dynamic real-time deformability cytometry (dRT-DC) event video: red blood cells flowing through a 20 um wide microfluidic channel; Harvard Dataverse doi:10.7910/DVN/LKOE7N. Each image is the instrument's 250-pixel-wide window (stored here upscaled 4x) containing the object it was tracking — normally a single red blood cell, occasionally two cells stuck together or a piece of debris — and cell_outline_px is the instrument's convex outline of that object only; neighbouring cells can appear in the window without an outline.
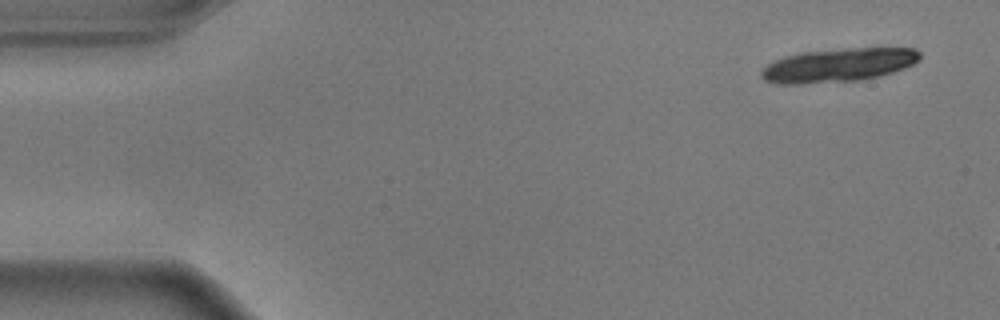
{"species": "common noctule bat (a hibernating species)", "species_latin": "Nyctalus noctula", "temperature_condition": "warm", "stored_images_in_passage": 8, "camera_frame_rate_fps": 3000, "um_per_image_px": 0.085, "animal": {"sex": "male", "body_mass_g": 17.9}, "frame": {"image": 1, "passage_image": 1, "time_ms": 0.0, "image_size_px": [1000, 320], "cell_outline_px": [[920, 60], [904, 68], [892, 72], [876, 76], [856, 80], [800, 84], [776, 84], [764, 80], [760, 76], [760, 72], [772, 60], [784, 56], [800, 52], [848, 48], [916, 48], [920, 52]], "centroid_in_image_um": [71.21, 5.53], "position_along_channel_um": 13.8, "area_um2": 31.04}}